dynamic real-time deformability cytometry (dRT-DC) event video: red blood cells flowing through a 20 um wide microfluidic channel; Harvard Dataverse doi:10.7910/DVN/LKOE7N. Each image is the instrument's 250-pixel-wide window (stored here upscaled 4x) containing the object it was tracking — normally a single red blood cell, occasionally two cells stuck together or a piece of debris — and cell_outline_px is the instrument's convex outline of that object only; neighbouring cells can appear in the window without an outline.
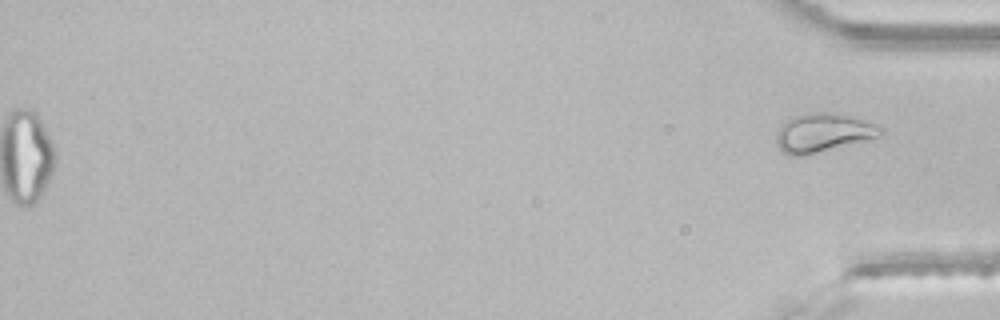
{"species": "common noctule bat (a hibernating species)", "species_latin": "Nyctalus noctula", "temperature_condition": "room temperature", "stored_images_in_passage": 44, "segment_of_instrument_passage": [3, 3], "camera_frame_rate_fps": 3000, "um_per_image_px": 0.085, "animal": {"sex": "male", "body_mass_g": 21.5, "forearm_length_mm": 52.0}, "frame": {"image": 1, "passage_image": 44, "time_ms": 14.333, "image_size_px": [1000, 320], "cell_outline_px": [[884, 132], [868, 140], [804, 156], [788, 156], [776, 144], [776, 132], [780, 124], [792, 116], [808, 112], [824, 112], [848, 116], [876, 124], [884, 128]], "centroid_in_image_um": [69.9, 11.29], "position_along_channel_um": 365.3, "area_um2": 23.64}}